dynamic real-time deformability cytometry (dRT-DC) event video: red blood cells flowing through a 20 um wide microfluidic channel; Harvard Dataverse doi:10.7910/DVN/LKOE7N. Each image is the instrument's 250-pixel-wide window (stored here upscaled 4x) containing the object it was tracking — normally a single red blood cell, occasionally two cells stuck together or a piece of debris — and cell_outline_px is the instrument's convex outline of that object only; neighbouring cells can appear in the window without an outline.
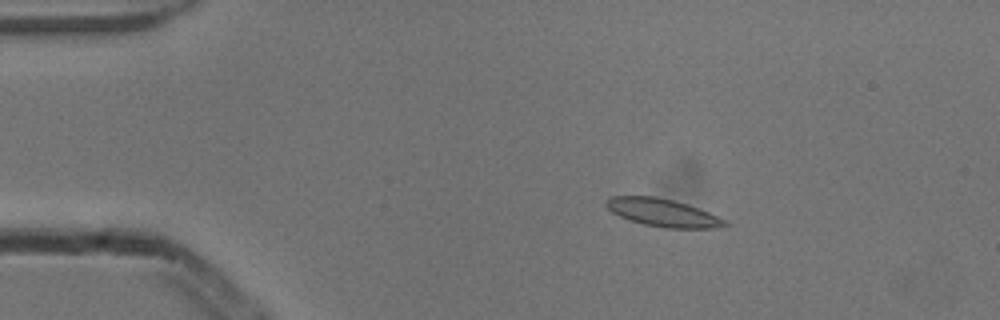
{"species": "common noctule bat (a hibernating species)", "species_latin": "Nyctalus noctula", "temperature_condition": "cold", "stored_images_in_passage": 5, "camera_frame_rate_fps": 3000, "um_per_image_px": 0.085, "animal": {"sex": "male", "body_mass_g": 13.3}, "frame": {"image": 1, "passage_image": 3, "time_ms": 0.667, "image_size_px": [1000, 320], "cell_outline_px": [[732, 224], [720, 228], [664, 228], [644, 224], [620, 216], [612, 212], [604, 204], [604, 200], [612, 196], [656, 196], [688, 204], [728, 220]], "centroid_in_image_um": [56.39, 18.08], "position_along_channel_um": 28.6, "area_um2": 19.36}}
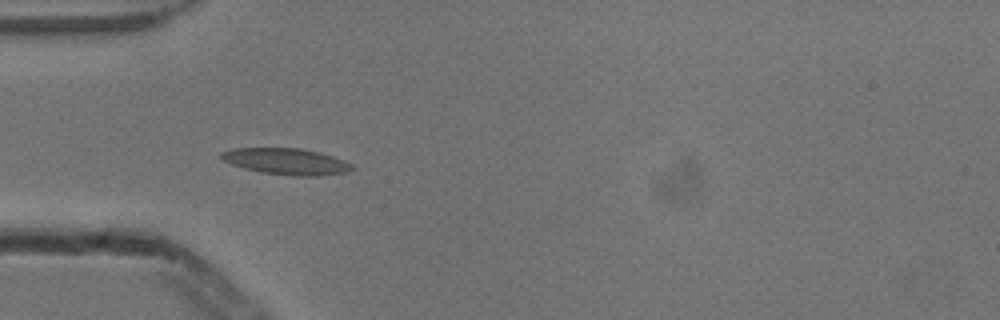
{"frame": {"image": 2, "passage_image": 4, "time_ms": 1.0, "image_size_px": [1000, 320], "cell_outline_px": [[356, 168], [344, 172], [320, 176], [292, 176], [260, 172], [244, 168], [232, 164], [224, 160], [220, 156], [220, 152], [232, 148], [300, 148], [320, 152], [344, 160], [352, 164]], "centroid_in_image_um": [24.34, 13.72], "position_along_channel_um": 60.7, "area_um2": 20.11}}
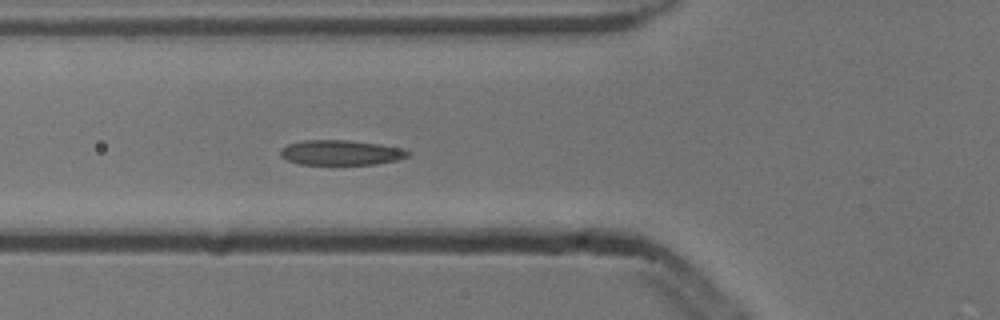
{"frame": {"image": 3, "passage_image": 5, "time_ms": 1.333, "image_size_px": [1000, 320], "cell_outline_px": [[412, 152], [408, 156], [396, 160], [376, 164], [300, 164], [288, 160], [280, 156], [280, 148], [288, 144], [304, 140], [348, 140], [380, 144], [400, 148]], "centroid_in_image_um": [28.96, 12.96], "position_along_channel_um": 96.8, "area_um2": 18.5}}